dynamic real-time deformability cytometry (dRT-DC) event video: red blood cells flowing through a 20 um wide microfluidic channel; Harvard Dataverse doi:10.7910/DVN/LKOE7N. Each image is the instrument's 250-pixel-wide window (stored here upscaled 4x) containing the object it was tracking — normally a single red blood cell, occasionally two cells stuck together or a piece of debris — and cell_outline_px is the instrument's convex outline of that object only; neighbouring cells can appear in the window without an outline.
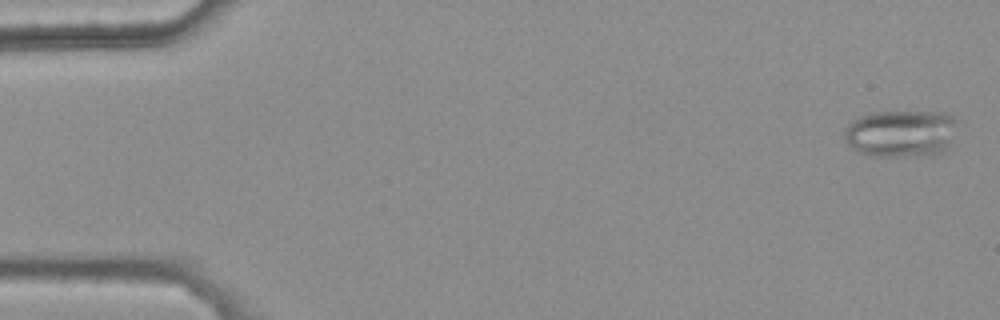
{"species": "common noctule bat (a hibernating species)", "species_latin": "Nyctalus noctula", "temperature_condition": "warm", "stored_images_in_passage": 48, "camera_frame_rate_fps": 3000, "um_per_image_px": 0.085, "animal": {"sex": "female", "body_mass_g": 25.1}, "frame": {"image": 1, "passage_image": 2, "time_ms": 0.333, "image_size_px": [1000, 320], "cell_outline_px": [[956, 120], [948, 148], [940, 152], [928, 156], [868, 156], [852, 148], [844, 140], [844, 132], [848, 124], [852, 120], [860, 116], [872, 112], [944, 112], [952, 116]], "centroid_in_image_um": [76.54, 11.35], "position_along_channel_um": 8.5, "area_um2": 31.1}}
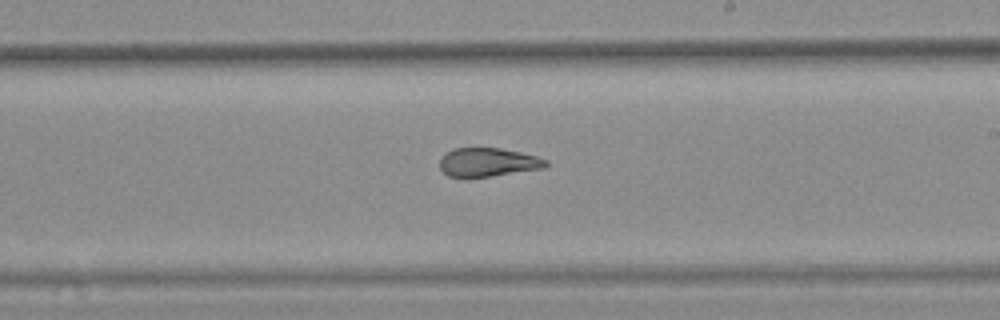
{"frame": {"image": 2, "passage_image": 32, "time_ms": 10.333, "image_size_px": [1000, 320], "cell_outline_px": [[548, 164], [544, 168], [464, 180], [448, 176], [440, 168], [440, 156], [444, 152], [452, 148], [500, 148], [520, 152], [536, 156], [548, 160]], "centroid_in_image_um": [41.4, 13.81], "position_along_channel_um": 247.6, "area_um2": 18.26}}
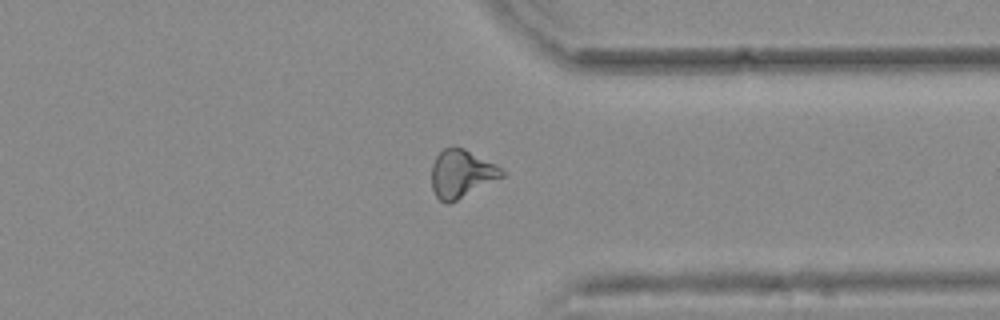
{"frame": {"image": 3, "passage_image": 42, "time_ms": 13.667, "image_size_px": [1000, 320], "cell_outline_px": [[504, 176], [448, 204], [444, 204], [436, 196], [432, 188], [432, 164], [436, 156], [444, 148], [452, 144], [456, 144], [496, 164], [504, 172]], "centroid_in_image_um": [39.2, 14.73], "position_along_channel_um": 372.2, "area_um2": 19.65}, "authors_computed_cell_mechanics": {"area_um2": 19.363, "velocity_mm_per_s": 3.7937, "shape_relaxation_time_tau1_ms": null, "shape_relaxation_time_tau2_ms": 1.8442, "deformation_change_tau1": null, "deformation_change_tau2": 0.0991}}